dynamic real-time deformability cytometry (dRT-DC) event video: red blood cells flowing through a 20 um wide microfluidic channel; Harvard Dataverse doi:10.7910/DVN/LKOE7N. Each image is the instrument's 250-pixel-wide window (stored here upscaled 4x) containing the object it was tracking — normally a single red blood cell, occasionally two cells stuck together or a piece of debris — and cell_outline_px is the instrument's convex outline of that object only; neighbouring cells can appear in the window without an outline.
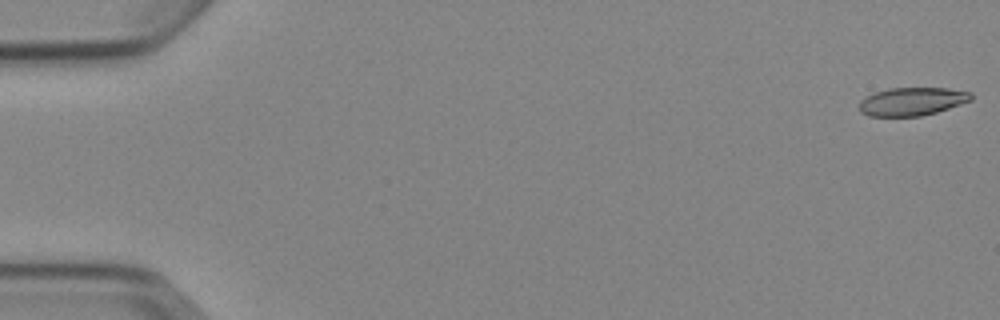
{"species": "Egyptian fruit bat (a non-hibernating species)", "species_latin": "Rousettus aegyptiacus", "temperature_condition": "cold", "stored_images_in_passage": 3, "camera_frame_rate_fps": 3000, "um_per_image_px": 0.085, "animal": {"sex": "female"}, "frame": {"image": 1, "passage_image": 1, "time_ms": 0.0, "image_size_px": [1000, 320], "cell_outline_px": [[972, 100], [936, 112], [920, 116], [868, 116], [860, 112], [860, 100], [876, 92], [888, 88], [948, 88], [972, 92]], "centroid_in_image_um": [77.53, 8.62], "position_along_channel_um": 7.5, "area_um2": 18.26}}